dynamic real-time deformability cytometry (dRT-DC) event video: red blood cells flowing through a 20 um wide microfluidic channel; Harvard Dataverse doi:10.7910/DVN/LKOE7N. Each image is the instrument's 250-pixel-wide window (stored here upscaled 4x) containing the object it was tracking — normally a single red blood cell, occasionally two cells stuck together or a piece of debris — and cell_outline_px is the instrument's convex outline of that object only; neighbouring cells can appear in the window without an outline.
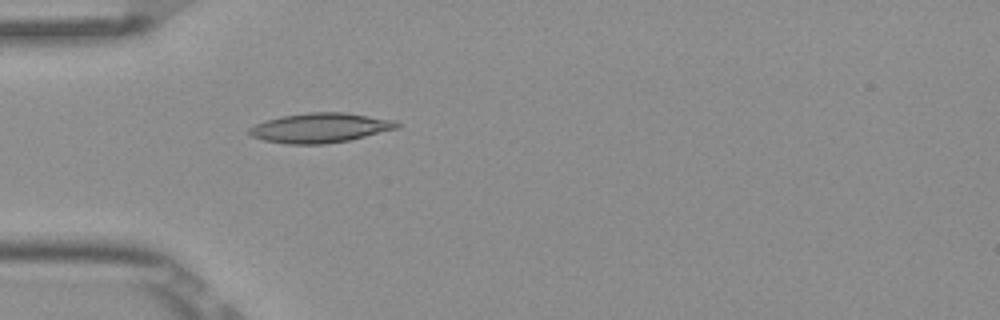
{"species": "Egyptian fruit bat (a non-hibernating species)", "species_latin": "Rousettus aegyptiacus", "temperature_condition": "room temperature", "stored_images_in_passage": 2, "camera_frame_rate_fps": 3000, "um_per_image_px": 0.085, "frame": {"image": 1, "passage_image": 2, "time_ms": 0.333, "image_size_px": [1000, 320], "cell_outline_px": [[400, 128], [348, 140], [324, 144], [288, 144], [264, 140], [252, 136], [248, 132], [248, 128], [264, 120], [280, 116], [308, 112], [344, 112], [396, 120], [400, 124]], "centroid_in_image_um": [27.22, 10.86], "position_along_channel_um": 57.8, "area_um2": 25.61}}